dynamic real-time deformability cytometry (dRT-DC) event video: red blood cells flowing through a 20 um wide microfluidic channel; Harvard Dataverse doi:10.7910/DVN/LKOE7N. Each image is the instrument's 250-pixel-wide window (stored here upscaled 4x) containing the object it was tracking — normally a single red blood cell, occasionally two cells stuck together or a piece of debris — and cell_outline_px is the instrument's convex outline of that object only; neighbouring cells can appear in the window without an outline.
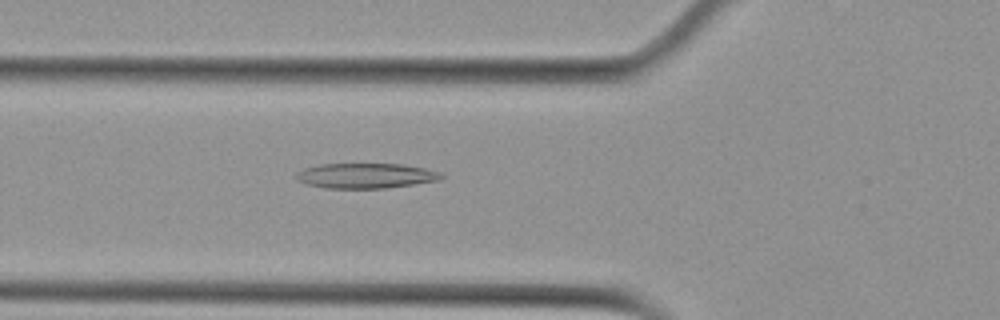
{"species": "Egyptian fruit bat (a non-hibernating species)", "species_latin": "Rousettus aegyptiacus", "temperature_condition": "cold", "stored_images_in_passage": 42, "camera_frame_rate_fps": 3000, "um_per_image_px": 0.085, "animal": {"sex": "female"}, "frame": {"image": 1, "passage_image": 8, "time_ms": 2.333, "image_size_px": [1000, 320], "cell_outline_px": [[444, 176], [440, 180], [384, 188], [324, 188], [308, 184], [296, 180], [296, 172], [304, 168], [320, 164], [404, 164], [444, 172]], "centroid_in_image_um": [31.1, 14.93], "position_along_channel_um": 94.7, "area_um2": 21.27}}
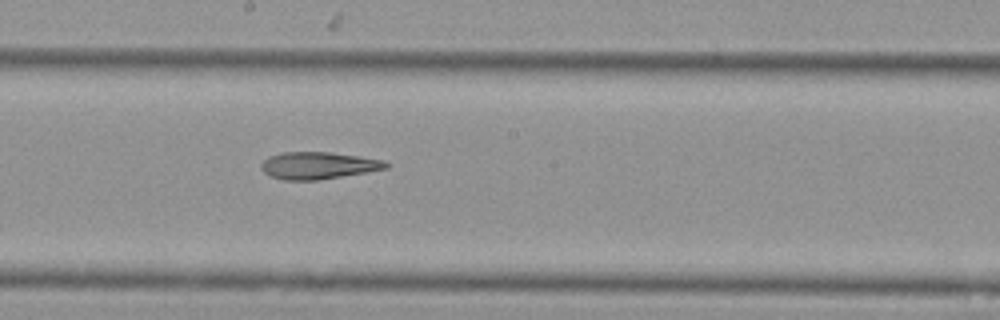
{"frame": {"image": 2, "passage_image": 18, "time_ms": 5.667, "image_size_px": [1000, 320], "cell_outline_px": [[392, 164], [388, 168], [368, 172], [320, 180], [284, 180], [272, 176], [264, 172], [260, 168], [260, 164], [268, 156], [280, 152], [332, 152], [360, 156], [384, 160]], "centroid_in_image_um": [27.08, 14.06], "position_along_channel_um": 221.1, "area_um2": 20.0}}
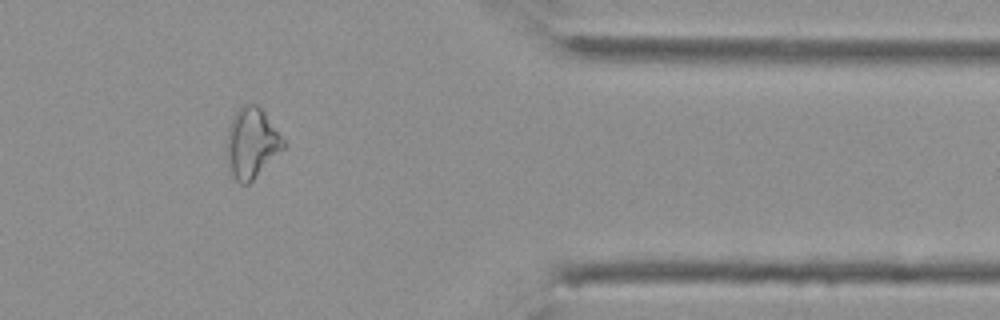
{"frame": {"image": 3, "passage_image": 33, "time_ms": 10.667, "image_size_px": [1000, 320], "cell_outline_px": [[288, 144], [248, 184], [240, 184], [232, 176], [228, 164], [228, 132], [232, 120], [236, 112], [244, 104], [256, 104], [264, 112]], "centroid_in_image_um": [21.42, 12.17], "position_along_channel_um": 390.0, "area_um2": 22.66}, "authors_computed_cell_mechanics": {"area_um2": 21.8484, "velocity_mm_per_s": 3.7921, "shape_relaxation_time_tau1_ms": null, "shape_relaxation_time_tau2_ms": 5.6191, "deformation_change_tau1": null, "deformation_change_tau2": 0.1706}}